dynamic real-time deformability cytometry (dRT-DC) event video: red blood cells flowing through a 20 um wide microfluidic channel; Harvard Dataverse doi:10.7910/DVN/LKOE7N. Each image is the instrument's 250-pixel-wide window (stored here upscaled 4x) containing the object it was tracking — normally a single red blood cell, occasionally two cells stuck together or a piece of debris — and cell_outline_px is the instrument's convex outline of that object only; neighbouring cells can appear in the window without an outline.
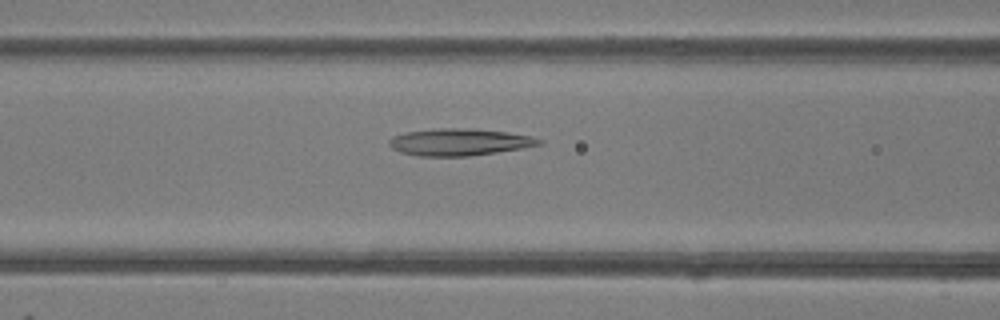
{"species": "common noctule bat (a hibernating species)", "species_latin": "Nyctalus noctula", "temperature_condition": "room temperature", "stored_images_in_passage": 36, "segment_of_instrument_passage": [1, 2], "camera_frame_rate_fps": 3000, "um_per_image_px": 0.085, "animal": {"sex": "female"}, "frame": {"image": 1, "passage_image": 6, "time_ms": 1.667, "image_size_px": [1000, 320], "cell_outline_px": [[544, 144], [496, 152], [468, 156], [416, 156], [400, 152], [392, 148], [388, 144], [388, 140], [392, 136], [404, 132], [440, 128], [468, 128], [508, 132], [532, 136], [544, 140]], "centroid_in_image_um": [39.03, 12.07], "position_along_channel_um": 127.6, "area_um2": 23.7}}
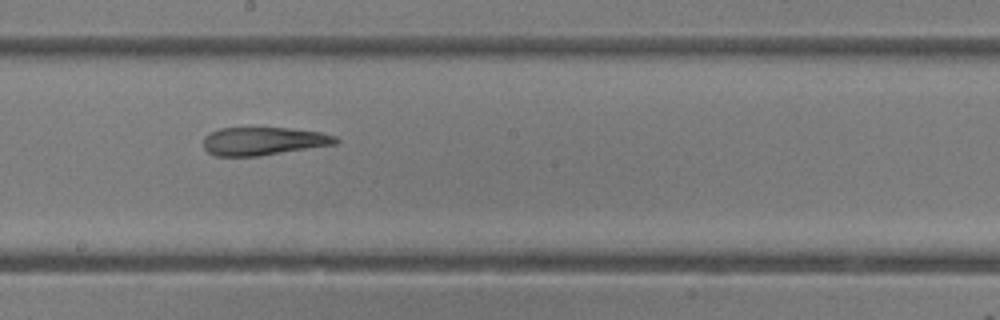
{"frame": {"image": 2, "passage_image": 13, "time_ms": 4.0, "image_size_px": [1000, 320], "cell_outline_px": [[340, 140], [336, 144], [256, 156], [216, 156], [208, 152], [204, 148], [204, 136], [220, 128], [288, 128], [320, 132], [336, 136]], "centroid_in_image_um": [22.39, 11.99], "position_along_channel_um": 225.8, "area_um2": 21.44}}
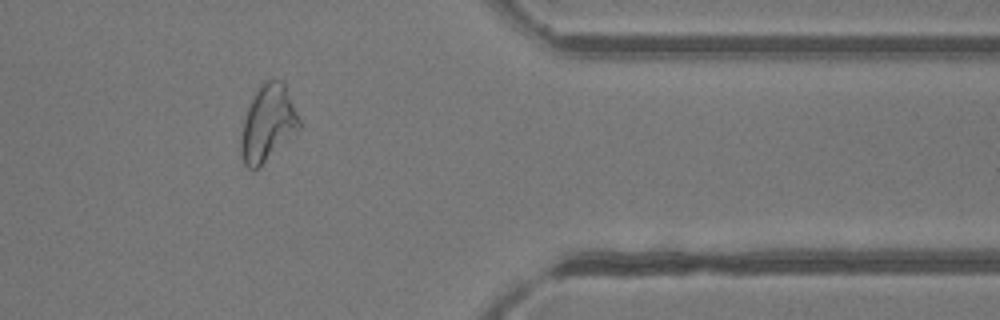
{"frame": {"image": 3, "passage_image": 26, "time_ms": 8.333, "image_size_px": [1000, 320], "cell_outline_px": [[300, 128], [256, 168], [248, 168], [244, 164], [240, 152], [240, 140], [244, 120], [248, 108], [260, 84], [264, 80], [280, 80], [284, 84], [300, 120]], "centroid_in_image_um": [22.74, 10.46], "position_along_channel_um": 388.7, "area_um2": 24.97}}